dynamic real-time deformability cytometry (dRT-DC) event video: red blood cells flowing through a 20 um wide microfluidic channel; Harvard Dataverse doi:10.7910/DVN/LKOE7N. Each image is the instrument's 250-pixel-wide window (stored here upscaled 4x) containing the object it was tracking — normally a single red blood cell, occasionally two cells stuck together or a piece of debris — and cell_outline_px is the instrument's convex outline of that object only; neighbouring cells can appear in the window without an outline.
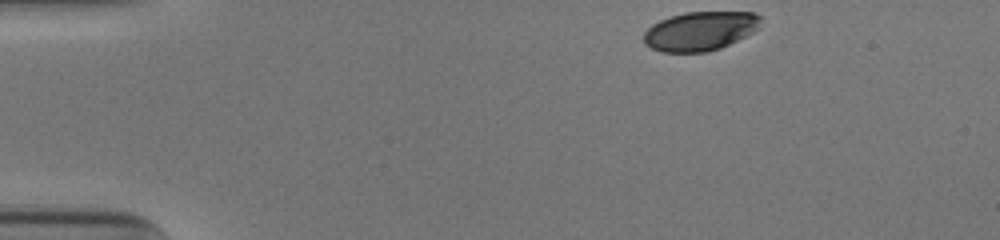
{"species": "human", "species_latin": "Homo sapiens", "temperature_condition": "cold", "stored_images_in_passage": 37, "camera_frame_rate_fps": 3000, "um_per_image_px": 0.085, "donor": {"sex": "male"}, "frame": {"image": 1, "passage_image": 1, "time_ms": 0.0, "image_size_px": [1000, 240], "cell_outline_px": [[760, 28], [720, 48], [708, 52], [660, 52], [644, 44], [644, 32], [652, 24], [660, 20], [684, 12], [752, 12], [760, 16]], "centroid_in_image_um": [59.49, 2.64], "position_along_channel_um": 25.5, "area_um2": 26.53}}
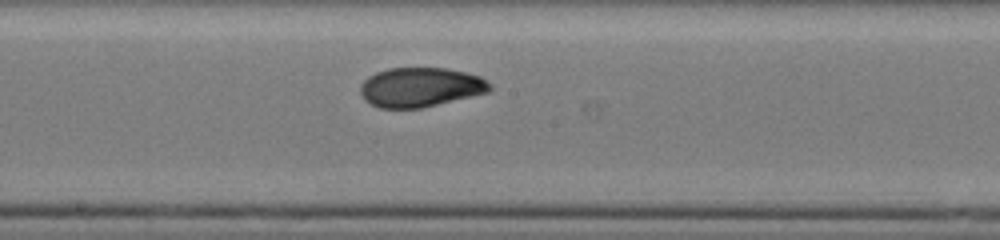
{"frame": {"image": 2, "passage_image": 22, "time_ms": 7.0, "image_size_px": [1000, 240], "cell_outline_px": [[492, 88], [488, 92], [420, 108], [380, 108], [364, 100], [360, 92], [360, 84], [368, 76], [376, 72], [388, 68], [448, 68], [480, 76], [492, 84]], "centroid_in_image_um": [35.72, 7.4], "position_along_channel_um": 212.5, "area_um2": 29.71}}
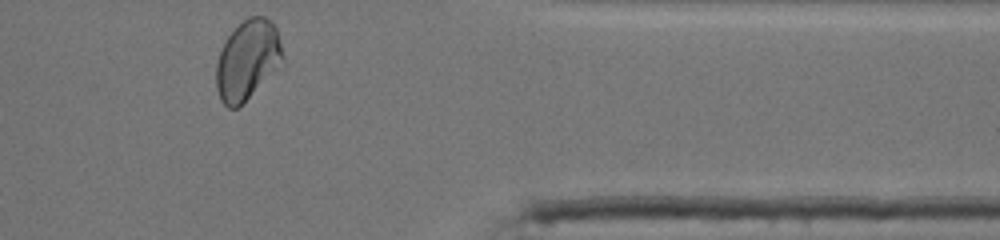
{"frame": {"image": 3, "passage_image": 37, "time_ms": 12.0, "image_size_px": [1000, 240], "cell_outline_px": [[284, 60], [236, 108], [228, 108], [220, 100], [216, 88], [216, 64], [220, 52], [228, 36], [248, 16], [264, 16], [276, 28]], "centroid_in_image_um": [21.0, 5.08], "position_along_channel_um": 390.4, "area_um2": 29.82}, "authors_computed_cell_mechanics": {"area_um2": 29.5358, "velocity_mm_per_s": 3.8928, "shape_relaxation_time_tau1_ms": 7.4026, "shape_relaxation_time_tau2_ms": 1.2314, "deformation_change_tau1": 0.1821, "deformation_change_tau2": 0.0513}}